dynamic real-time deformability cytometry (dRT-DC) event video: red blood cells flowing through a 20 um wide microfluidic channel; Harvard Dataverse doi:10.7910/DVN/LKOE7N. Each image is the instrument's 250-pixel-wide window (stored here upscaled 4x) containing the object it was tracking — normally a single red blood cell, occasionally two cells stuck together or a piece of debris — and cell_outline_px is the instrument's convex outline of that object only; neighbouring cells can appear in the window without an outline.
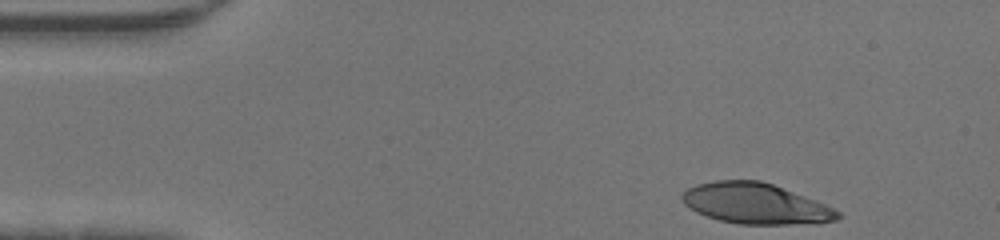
{"species": "human", "species_latin": "Homo sapiens", "temperature_condition": "warm", "stored_images_in_passage": 33, "camera_frame_rate_fps": 3000, "um_per_image_px": 0.085, "donor": {"sex": "male"}, "frame": {"image": 1, "passage_image": 1, "time_ms": 0.0, "image_size_px": [1000, 240], "cell_outline_px": [[840, 216], [836, 220], [816, 224], [740, 224], [720, 220], [696, 212], [684, 204], [680, 200], [680, 196], [688, 188], [696, 184], [716, 180], [760, 180], [772, 184], [824, 204], [840, 212]], "centroid_in_image_um": [64.19, 17.31], "position_along_channel_um": 20.8, "area_um2": 36.7}}
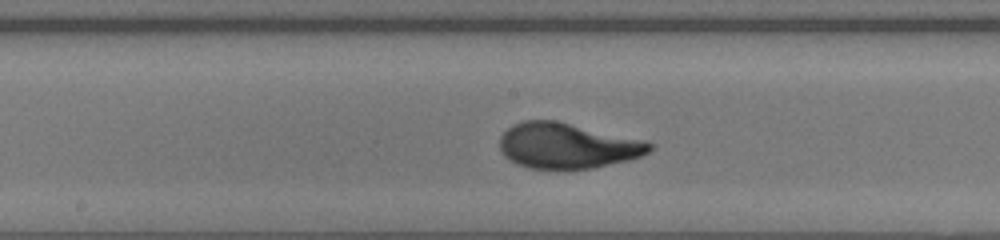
{"frame": {"image": 2, "passage_image": 19, "time_ms": 6.0, "image_size_px": [1000, 240], "cell_outline_px": [[652, 148], [648, 152], [640, 156], [628, 160], [592, 168], [528, 168], [516, 164], [508, 160], [500, 152], [500, 136], [512, 124], [524, 120], [556, 120], [644, 140], [652, 144]], "centroid_in_image_um": [48.17, 12.38], "position_along_channel_um": 200.0, "area_um2": 39.59}}
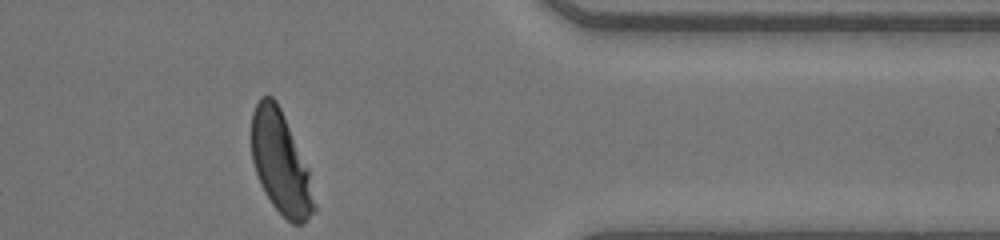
{"frame": {"image": 3, "passage_image": 33, "time_ms": 10.667, "image_size_px": [1000, 240], "cell_outline_px": [[316, 212], [304, 224], [292, 224], [272, 204], [264, 192], [260, 184], [252, 160], [252, 112], [260, 96], [272, 96], [276, 100], [284, 116], [308, 168], [316, 208]], "centroid_in_image_um": [23.86, 13.87], "position_along_channel_um": 387.5, "area_um2": 37.17}}